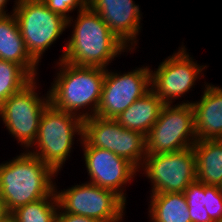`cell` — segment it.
I'll return each instance as SVG.
<instances>
[{"label": "cell", "instance_id": "cell-7", "mask_svg": "<svg viewBox=\"0 0 222 222\" xmlns=\"http://www.w3.org/2000/svg\"><path fill=\"white\" fill-rule=\"evenodd\" d=\"M183 44L182 42L177 51L164 58L158 68H150L151 90L164 104H173L176 100L185 98L197 82L204 79V71L208 68L206 64L200 65Z\"/></svg>", "mask_w": 222, "mask_h": 222}, {"label": "cell", "instance_id": "cell-16", "mask_svg": "<svg viewBox=\"0 0 222 222\" xmlns=\"http://www.w3.org/2000/svg\"><path fill=\"white\" fill-rule=\"evenodd\" d=\"M0 59L22 66L39 78V64L28 53L14 13L0 15Z\"/></svg>", "mask_w": 222, "mask_h": 222}, {"label": "cell", "instance_id": "cell-1", "mask_svg": "<svg viewBox=\"0 0 222 222\" xmlns=\"http://www.w3.org/2000/svg\"><path fill=\"white\" fill-rule=\"evenodd\" d=\"M68 28L72 30L71 36L64 41V49L59 55L61 57L56 61L63 60L77 66L107 69L112 61L124 55V52L134 53L110 31L100 15L88 5L77 12L75 18L72 16L67 20Z\"/></svg>", "mask_w": 222, "mask_h": 222}, {"label": "cell", "instance_id": "cell-9", "mask_svg": "<svg viewBox=\"0 0 222 222\" xmlns=\"http://www.w3.org/2000/svg\"><path fill=\"white\" fill-rule=\"evenodd\" d=\"M146 139L149 155L176 152L193 147L197 141L191 104H164Z\"/></svg>", "mask_w": 222, "mask_h": 222}, {"label": "cell", "instance_id": "cell-27", "mask_svg": "<svg viewBox=\"0 0 222 222\" xmlns=\"http://www.w3.org/2000/svg\"><path fill=\"white\" fill-rule=\"evenodd\" d=\"M10 0H0V15H7V14H10V13H13L14 12V8H15V5H16V2L17 0H14V6H12V11L8 12V9L6 10L7 8V4H9Z\"/></svg>", "mask_w": 222, "mask_h": 222}, {"label": "cell", "instance_id": "cell-25", "mask_svg": "<svg viewBox=\"0 0 222 222\" xmlns=\"http://www.w3.org/2000/svg\"><path fill=\"white\" fill-rule=\"evenodd\" d=\"M56 222H99V221L91 217L75 215V214L64 212L59 207V210L56 216Z\"/></svg>", "mask_w": 222, "mask_h": 222}, {"label": "cell", "instance_id": "cell-24", "mask_svg": "<svg viewBox=\"0 0 222 222\" xmlns=\"http://www.w3.org/2000/svg\"><path fill=\"white\" fill-rule=\"evenodd\" d=\"M189 208H203L205 206V184L198 180L189 184L183 191Z\"/></svg>", "mask_w": 222, "mask_h": 222}, {"label": "cell", "instance_id": "cell-29", "mask_svg": "<svg viewBox=\"0 0 222 222\" xmlns=\"http://www.w3.org/2000/svg\"><path fill=\"white\" fill-rule=\"evenodd\" d=\"M1 222H17V220L10 213L7 217H5Z\"/></svg>", "mask_w": 222, "mask_h": 222}, {"label": "cell", "instance_id": "cell-22", "mask_svg": "<svg viewBox=\"0 0 222 222\" xmlns=\"http://www.w3.org/2000/svg\"><path fill=\"white\" fill-rule=\"evenodd\" d=\"M204 208L214 222L222 218V192L219 186L205 185Z\"/></svg>", "mask_w": 222, "mask_h": 222}, {"label": "cell", "instance_id": "cell-6", "mask_svg": "<svg viewBox=\"0 0 222 222\" xmlns=\"http://www.w3.org/2000/svg\"><path fill=\"white\" fill-rule=\"evenodd\" d=\"M13 13L28 53L41 63L44 53L67 29V20L41 0H17Z\"/></svg>", "mask_w": 222, "mask_h": 222}, {"label": "cell", "instance_id": "cell-5", "mask_svg": "<svg viewBox=\"0 0 222 222\" xmlns=\"http://www.w3.org/2000/svg\"><path fill=\"white\" fill-rule=\"evenodd\" d=\"M38 79L34 78L0 105V121L9 135L17 140L21 151H28L34 144L41 116L50 104L49 91L41 96L37 90L41 85Z\"/></svg>", "mask_w": 222, "mask_h": 222}, {"label": "cell", "instance_id": "cell-13", "mask_svg": "<svg viewBox=\"0 0 222 222\" xmlns=\"http://www.w3.org/2000/svg\"><path fill=\"white\" fill-rule=\"evenodd\" d=\"M79 146H82L88 182L113 191L127 204L126 186L131 185L139 170L109 150L91 147L84 140Z\"/></svg>", "mask_w": 222, "mask_h": 222}, {"label": "cell", "instance_id": "cell-18", "mask_svg": "<svg viewBox=\"0 0 222 222\" xmlns=\"http://www.w3.org/2000/svg\"><path fill=\"white\" fill-rule=\"evenodd\" d=\"M193 148L197 180L205 185L219 186L222 182V139L197 140Z\"/></svg>", "mask_w": 222, "mask_h": 222}, {"label": "cell", "instance_id": "cell-19", "mask_svg": "<svg viewBox=\"0 0 222 222\" xmlns=\"http://www.w3.org/2000/svg\"><path fill=\"white\" fill-rule=\"evenodd\" d=\"M147 200L149 222H191L183 192L150 194Z\"/></svg>", "mask_w": 222, "mask_h": 222}, {"label": "cell", "instance_id": "cell-15", "mask_svg": "<svg viewBox=\"0 0 222 222\" xmlns=\"http://www.w3.org/2000/svg\"><path fill=\"white\" fill-rule=\"evenodd\" d=\"M203 83L198 101L183 100L177 103L192 105L197 140L222 139V86L206 81Z\"/></svg>", "mask_w": 222, "mask_h": 222}, {"label": "cell", "instance_id": "cell-2", "mask_svg": "<svg viewBox=\"0 0 222 222\" xmlns=\"http://www.w3.org/2000/svg\"><path fill=\"white\" fill-rule=\"evenodd\" d=\"M57 176L58 173L40 158L23 151L0 163V198L11 213L18 207L52 195Z\"/></svg>", "mask_w": 222, "mask_h": 222}, {"label": "cell", "instance_id": "cell-14", "mask_svg": "<svg viewBox=\"0 0 222 222\" xmlns=\"http://www.w3.org/2000/svg\"><path fill=\"white\" fill-rule=\"evenodd\" d=\"M87 5L97 12L110 31L132 52L139 45L143 12L134 0H87Z\"/></svg>", "mask_w": 222, "mask_h": 222}, {"label": "cell", "instance_id": "cell-30", "mask_svg": "<svg viewBox=\"0 0 222 222\" xmlns=\"http://www.w3.org/2000/svg\"><path fill=\"white\" fill-rule=\"evenodd\" d=\"M219 189H220V191L222 192V182H221V184L219 185Z\"/></svg>", "mask_w": 222, "mask_h": 222}, {"label": "cell", "instance_id": "cell-17", "mask_svg": "<svg viewBox=\"0 0 222 222\" xmlns=\"http://www.w3.org/2000/svg\"><path fill=\"white\" fill-rule=\"evenodd\" d=\"M163 106L162 100L150 89L115 120L125 129L135 130L146 136L157 121Z\"/></svg>", "mask_w": 222, "mask_h": 222}, {"label": "cell", "instance_id": "cell-8", "mask_svg": "<svg viewBox=\"0 0 222 222\" xmlns=\"http://www.w3.org/2000/svg\"><path fill=\"white\" fill-rule=\"evenodd\" d=\"M55 192L59 207L67 213L91 217L99 222H123L126 203L113 191L88 181Z\"/></svg>", "mask_w": 222, "mask_h": 222}, {"label": "cell", "instance_id": "cell-11", "mask_svg": "<svg viewBox=\"0 0 222 222\" xmlns=\"http://www.w3.org/2000/svg\"><path fill=\"white\" fill-rule=\"evenodd\" d=\"M83 140L91 147L109 150L126 159L138 170L147 154L145 135L125 129L115 119L96 115L84 119Z\"/></svg>", "mask_w": 222, "mask_h": 222}, {"label": "cell", "instance_id": "cell-28", "mask_svg": "<svg viewBox=\"0 0 222 222\" xmlns=\"http://www.w3.org/2000/svg\"><path fill=\"white\" fill-rule=\"evenodd\" d=\"M5 202L0 198V222L9 215Z\"/></svg>", "mask_w": 222, "mask_h": 222}, {"label": "cell", "instance_id": "cell-26", "mask_svg": "<svg viewBox=\"0 0 222 222\" xmlns=\"http://www.w3.org/2000/svg\"><path fill=\"white\" fill-rule=\"evenodd\" d=\"M190 213L191 222H214L207 213L206 209L203 208H188Z\"/></svg>", "mask_w": 222, "mask_h": 222}, {"label": "cell", "instance_id": "cell-21", "mask_svg": "<svg viewBox=\"0 0 222 222\" xmlns=\"http://www.w3.org/2000/svg\"><path fill=\"white\" fill-rule=\"evenodd\" d=\"M33 79L22 66L0 59V105Z\"/></svg>", "mask_w": 222, "mask_h": 222}, {"label": "cell", "instance_id": "cell-23", "mask_svg": "<svg viewBox=\"0 0 222 222\" xmlns=\"http://www.w3.org/2000/svg\"><path fill=\"white\" fill-rule=\"evenodd\" d=\"M51 11L61 15L68 20L72 17V12L81 11L86 5L87 0H41ZM70 13V14H69Z\"/></svg>", "mask_w": 222, "mask_h": 222}, {"label": "cell", "instance_id": "cell-3", "mask_svg": "<svg viewBox=\"0 0 222 222\" xmlns=\"http://www.w3.org/2000/svg\"><path fill=\"white\" fill-rule=\"evenodd\" d=\"M54 63L57 72L48 89L50 103L55 108L75 114L83 120L95 116L106 69L77 66L63 60Z\"/></svg>", "mask_w": 222, "mask_h": 222}, {"label": "cell", "instance_id": "cell-20", "mask_svg": "<svg viewBox=\"0 0 222 222\" xmlns=\"http://www.w3.org/2000/svg\"><path fill=\"white\" fill-rule=\"evenodd\" d=\"M59 203L56 192L52 195L18 207L11 212L17 222H56Z\"/></svg>", "mask_w": 222, "mask_h": 222}, {"label": "cell", "instance_id": "cell-4", "mask_svg": "<svg viewBox=\"0 0 222 222\" xmlns=\"http://www.w3.org/2000/svg\"><path fill=\"white\" fill-rule=\"evenodd\" d=\"M75 138L77 143L83 140V119L57 109L50 103L44 109L37 138L28 152L40 158L60 175L59 171L71 157Z\"/></svg>", "mask_w": 222, "mask_h": 222}, {"label": "cell", "instance_id": "cell-12", "mask_svg": "<svg viewBox=\"0 0 222 222\" xmlns=\"http://www.w3.org/2000/svg\"><path fill=\"white\" fill-rule=\"evenodd\" d=\"M121 73L106 69L96 116L115 119L151 89L150 65Z\"/></svg>", "mask_w": 222, "mask_h": 222}, {"label": "cell", "instance_id": "cell-10", "mask_svg": "<svg viewBox=\"0 0 222 222\" xmlns=\"http://www.w3.org/2000/svg\"><path fill=\"white\" fill-rule=\"evenodd\" d=\"M139 173L150 180L149 194L183 192L190 183L197 180L194 148L155 155L146 154Z\"/></svg>", "mask_w": 222, "mask_h": 222}]
</instances>
